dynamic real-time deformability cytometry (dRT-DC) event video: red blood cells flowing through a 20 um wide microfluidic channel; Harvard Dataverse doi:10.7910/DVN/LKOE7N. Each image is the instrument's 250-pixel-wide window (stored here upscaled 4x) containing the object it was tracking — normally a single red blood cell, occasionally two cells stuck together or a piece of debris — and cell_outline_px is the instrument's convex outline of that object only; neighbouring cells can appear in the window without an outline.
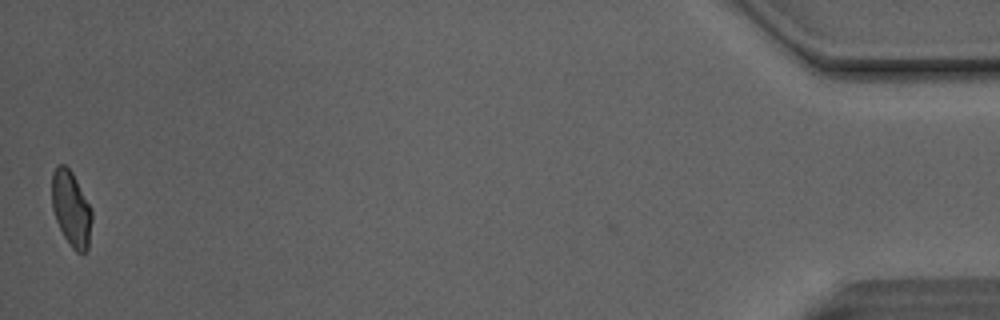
{"species": "Egyptian fruit bat (a non-hibernating species)", "species_latin": "Rousettus aegyptiacus", "temperature_condition": "room temperature", "stored_images_in_passage": 49, "camera_frame_rate_fps": 3000, "um_per_image_px": 0.085, "animal": {"sex": "male"}, "frame": {"image": 1, "passage_image": 49, "time_ms": 16.0, "image_size_px": [1000, 320], "cell_outline_px": [[92, 220], [88, 248], [84, 252], [76, 252], [72, 248], [64, 236], [56, 220], [52, 208], [52, 172], [56, 164], [64, 164], [72, 172], [92, 208]], "centroid_in_image_um": [6.05, 17.72], "position_along_channel_um": 429.1, "area_um2": 17.63}, "authors_computed_cell_mechanics": {"area_um2": 18.785, "velocity_mm_per_s": 4.1204, "shape_relaxation_time_tau1_ms": null, "shape_relaxation_time_tau2_ms": 1.2272, "deformation_change_tau1": null, "deformation_change_tau2": 0.0591}}